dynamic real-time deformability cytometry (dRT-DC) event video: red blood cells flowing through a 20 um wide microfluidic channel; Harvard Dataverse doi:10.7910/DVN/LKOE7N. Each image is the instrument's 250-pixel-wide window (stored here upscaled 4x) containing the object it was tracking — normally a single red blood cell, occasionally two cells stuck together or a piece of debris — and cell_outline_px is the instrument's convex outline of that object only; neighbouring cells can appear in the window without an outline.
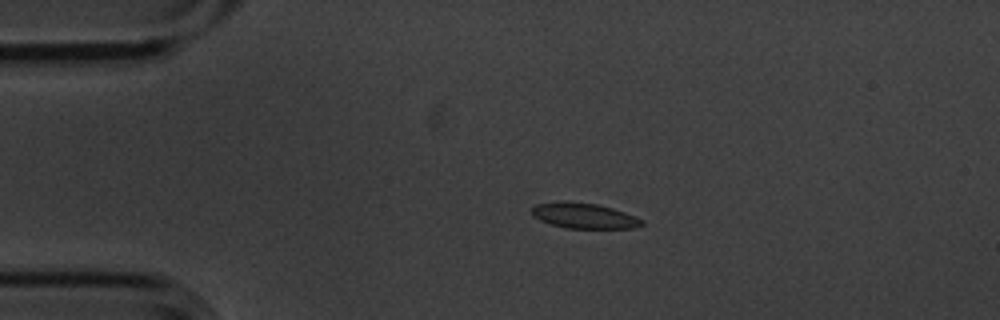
{"species": "common noctule bat (a hibernating species)", "species_latin": "Nyctalus noctula", "temperature_condition": "cold", "stored_images_in_passage": 4, "camera_frame_rate_fps": 3000, "um_per_image_px": 0.085, "animal": {"sex": "male", "body_mass_g": 20.1, "forearm_length_mm": 53.5}, "frame": {"image": 1, "passage_image": 3, "time_ms": 0.667, "image_size_px": [1000, 320], "cell_outline_px": [[644, 224], [632, 228], [564, 228], [540, 220], [532, 216], [532, 208], [536, 204], [564, 200], [572, 200], [596, 204], [612, 208], [624, 212], [644, 220]], "centroid_in_image_um": [49.61, 18.32], "position_along_channel_um": 35.4, "area_um2": 16.42}}